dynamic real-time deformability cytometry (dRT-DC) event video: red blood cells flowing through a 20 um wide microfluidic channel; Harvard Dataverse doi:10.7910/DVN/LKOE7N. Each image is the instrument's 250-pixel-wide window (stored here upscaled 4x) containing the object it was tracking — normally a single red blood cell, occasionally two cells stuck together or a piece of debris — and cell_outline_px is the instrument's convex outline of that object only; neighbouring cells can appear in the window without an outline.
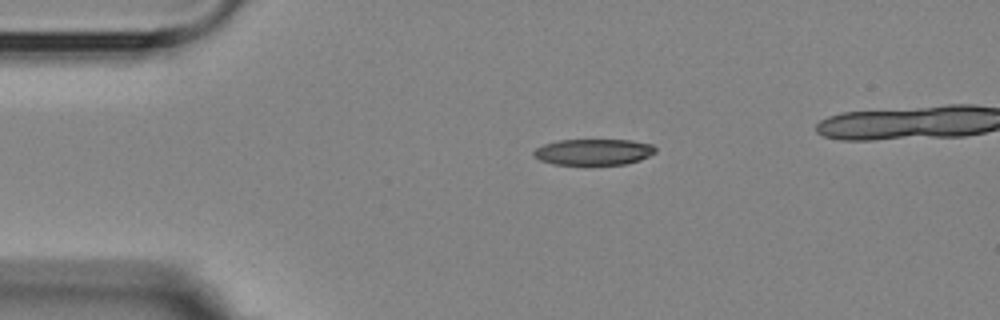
{"species": "Egyptian fruit bat (a non-hibernating species)", "species_latin": "Rousettus aegyptiacus", "temperature_condition": "room temperature", "stored_images_in_passage": 3, "camera_frame_rate_fps": 3000, "um_per_image_px": 0.085, "animal": {"sex": "female"}, "frame": {"image": 1, "passage_image": 1, "time_ms": 0.0, "image_size_px": [1000, 320], "cell_outline_px": [[656, 152], [640, 160], [624, 164], [552, 164], [540, 160], [532, 156], [532, 152], [536, 148], [544, 144], [556, 140], [632, 140], [652, 144], [656, 148]], "centroid_in_image_um": [50.43, 12.91], "position_along_channel_um": 34.6, "area_um2": 18.55}}